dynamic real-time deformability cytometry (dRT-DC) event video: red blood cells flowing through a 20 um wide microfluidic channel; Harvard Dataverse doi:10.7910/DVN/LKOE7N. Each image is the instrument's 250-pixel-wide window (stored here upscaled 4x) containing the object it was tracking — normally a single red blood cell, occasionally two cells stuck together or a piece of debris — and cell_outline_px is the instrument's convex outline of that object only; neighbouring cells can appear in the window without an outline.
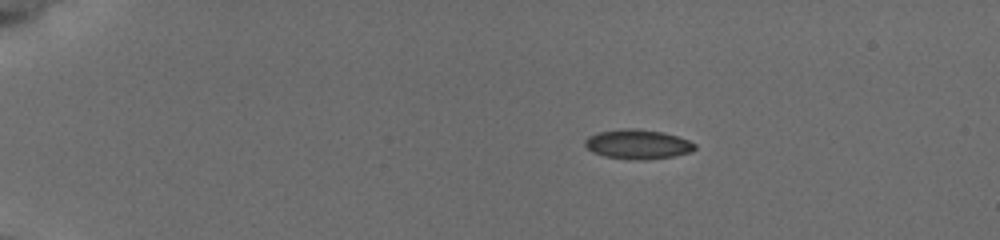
{"species": "common noctule bat (a hibernating species)", "species_latin": "Nyctalus noctula", "temperature_condition": "cold", "stored_images_in_passage": 25, "camera_frame_rate_fps": 3000, "um_per_image_px": 0.085, "animal": {"sex": "female", "body_mass_g": 19.5, "forearm_length_mm": 54.1}, "frame": {"image": 1, "passage_image": 8, "time_ms": 3.667, "image_size_px": [1000, 240], "cell_outline_px": [[696, 148], [688, 152], [672, 156], [644, 160], [604, 156], [592, 152], [584, 144], [584, 140], [588, 136], [596, 132], [624, 128], [636, 128], [664, 132], [688, 140], [696, 144]], "centroid_in_image_um": [54.17, 12.24], "position_along_channel_um": 30.8, "area_um2": 18.79}}
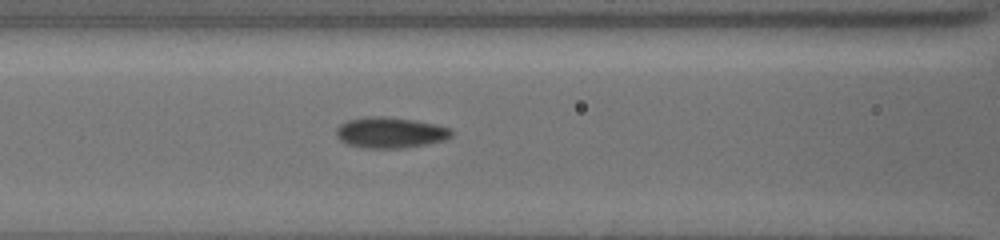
{"frame": {"image": 2, "passage_image": 18, "time_ms": 8.667, "image_size_px": [1000, 240], "cell_outline_px": [[452, 136], [444, 140], [404, 148], [360, 148], [348, 144], [340, 140], [336, 136], [336, 128], [340, 124], [348, 120], [368, 116], [384, 116], [416, 120], [436, 124], [452, 128]], "centroid_in_image_um": [33.16, 11.26], "position_along_channel_um": 133.4, "area_um2": 20.87}}
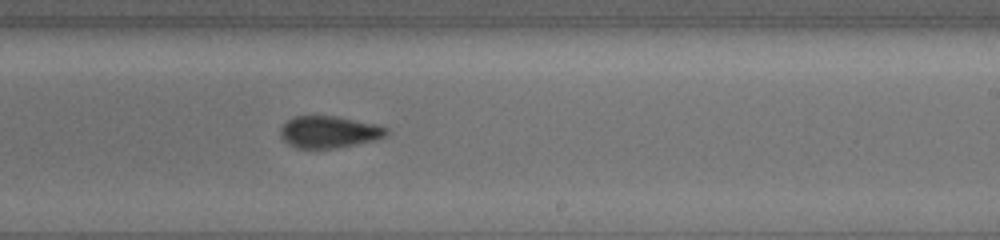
{"frame": {"image": 3, "passage_image": 25, "time_ms": 12.0, "image_size_px": [1000, 240], "cell_outline_px": [[388, 132], [384, 136], [376, 140], [336, 148], [296, 148], [288, 144], [280, 136], [280, 128], [288, 120], [296, 116], [336, 116], [376, 124], [388, 128]], "centroid_in_image_um": [27.96, 11.22], "position_along_channel_um": 261.0, "area_um2": 19.65}}